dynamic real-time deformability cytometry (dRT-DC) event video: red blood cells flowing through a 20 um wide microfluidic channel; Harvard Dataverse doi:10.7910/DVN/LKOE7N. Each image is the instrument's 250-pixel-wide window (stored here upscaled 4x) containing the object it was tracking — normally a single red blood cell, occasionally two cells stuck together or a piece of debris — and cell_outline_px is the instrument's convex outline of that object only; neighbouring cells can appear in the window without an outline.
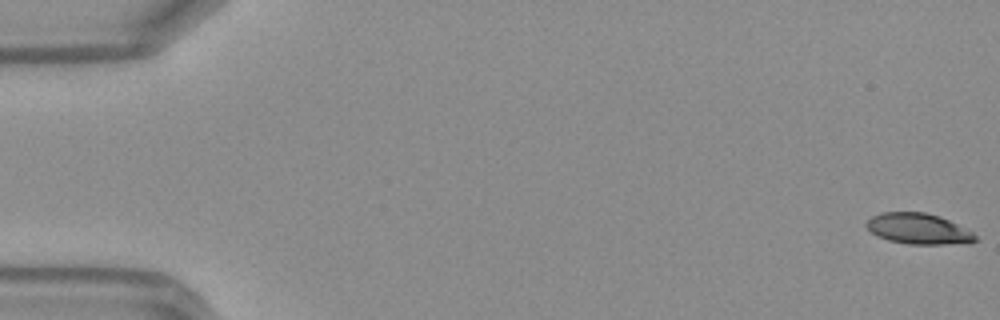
{"species": "Egyptian fruit bat (a non-hibernating species)", "species_latin": "Rousettus aegyptiacus", "temperature_condition": "warm", "stored_images_in_passage": 49, "camera_frame_rate_fps": 3000, "um_per_image_px": 0.085, "frame": {"image": 1, "passage_image": 1, "time_ms": 0.0, "image_size_px": [1000, 320], "cell_outline_px": [[980, 240], [968, 244], [908, 244], [888, 240], [876, 236], [864, 224], [872, 216], [880, 212], [924, 212], [940, 216], [972, 232]], "centroid_in_image_um": [78.08, 19.45], "position_along_channel_um": 6.9, "area_um2": 19.65}}
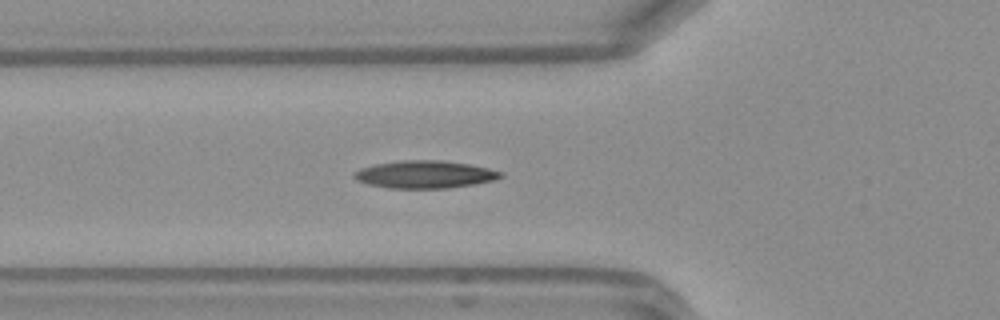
{"frame": {"image": 2, "passage_image": 18, "time_ms": 5.667, "image_size_px": [1000, 320], "cell_outline_px": [[504, 176], [492, 180], [472, 184], [448, 188], [388, 188], [368, 184], [356, 180], [352, 176], [352, 172], [360, 168], [376, 164], [400, 160], [440, 160], [468, 164], [488, 168], [504, 172]], "centroid_in_image_um": [36.07, 14.82], "position_along_channel_um": 89.7, "area_um2": 23.52}}
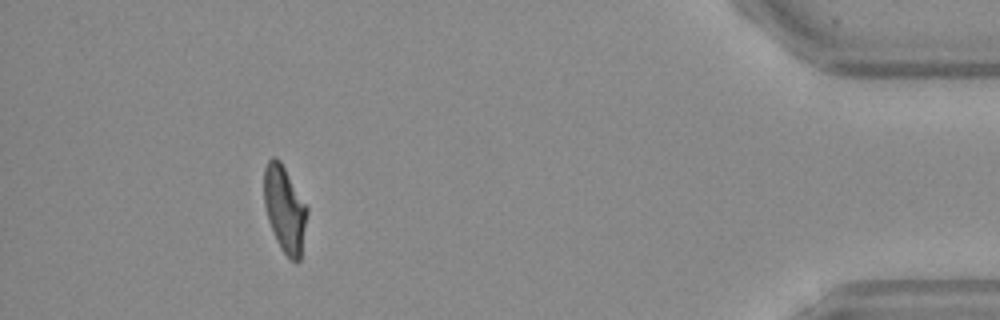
{"frame": {"image": 3, "passage_image": 45, "time_ms": 14.667, "image_size_px": [1000, 320], "cell_outline_px": [[308, 212], [300, 260], [296, 264], [280, 248], [276, 240], [268, 220], [264, 204], [264, 168], [268, 160], [272, 156], [276, 156], [280, 160], [308, 208]], "centroid_in_image_um": [24.19, 17.77], "position_along_channel_um": 411.0, "area_um2": 21.68}, "authors_computed_cell_mechanics": {"area_um2": 21.9062, "velocity_mm_per_s": 4.1974, "shape_relaxation_time_tau1_ms": null, "shape_relaxation_time_tau2_ms": 2.4022, "deformation_change_tau1": null, "deformation_change_tau2": 0.0989}}